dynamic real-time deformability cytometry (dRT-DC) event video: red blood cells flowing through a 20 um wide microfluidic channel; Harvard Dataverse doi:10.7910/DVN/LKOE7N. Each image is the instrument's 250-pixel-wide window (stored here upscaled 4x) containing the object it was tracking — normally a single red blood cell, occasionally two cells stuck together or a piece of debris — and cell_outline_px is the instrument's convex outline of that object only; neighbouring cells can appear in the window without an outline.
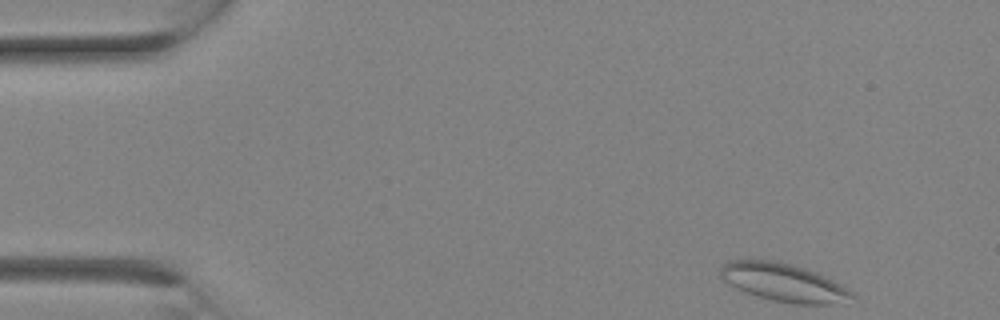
{"species": "Egyptian fruit bat (a non-hibernating species)", "species_latin": "Rousettus aegyptiacus", "temperature_condition": "room temperature", "stored_images_in_passage": 26, "camera_frame_rate_fps": 3000, "um_per_image_px": 0.085, "animal": {"sex": "female"}, "frame": {"image": 1, "passage_image": 1, "time_ms": 0.0, "image_size_px": [1000, 320], "cell_outline_px": [[856, 296], [844, 304], [792, 304], [772, 300], [744, 292], [728, 284], [720, 276], [720, 264], [728, 260], [772, 260], [792, 264], [816, 272], [840, 284], [852, 292]], "centroid_in_image_um": [66.6, 24.02], "position_along_channel_um": 18.4, "area_um2": 29.42}}
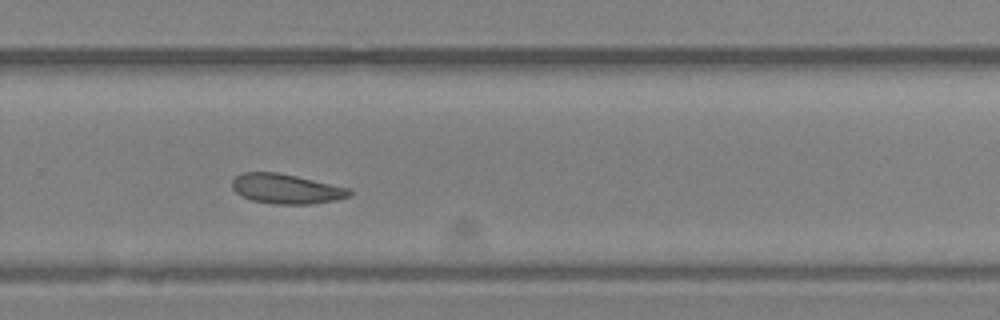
{"frame": {"image": 2, "passage_image": 17, "time_ms": 5.333, "image_size_px": [1000, 320], "cell_outline_px": [[352, 192], [348, 196], [332, 200], [312, 204], [272, 204], [252, 200], [240, 196], [232, 188], [232, 180], [236, 176], [244, 172], [276, 172], [296, 176], [348, 188]], "centroid_in_image_um": [24.26, 16.05], "position_along_channel_um": 305.5, "area_um2": 20.11}}
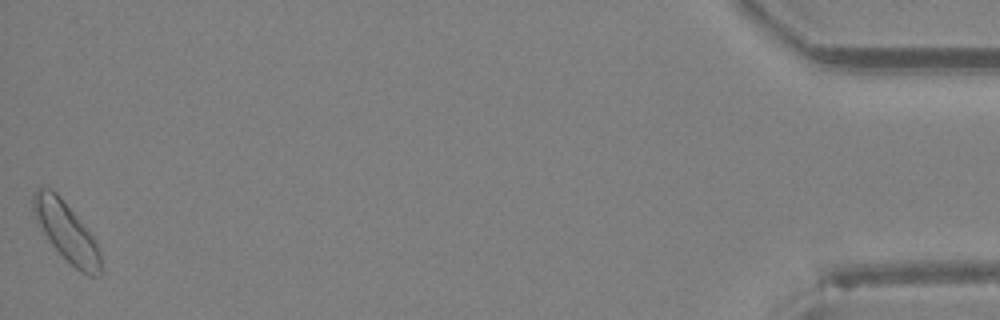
{"frame": {"image": 3, "passage_image": 26, "time_ms": 8.333, "image_size_px": [1000, 320], "cell_outline_px": [[104, 272], [100, 276], [88, 276], [80, 272], [48, 240], [36, 220], [32, 208], [32, 192], [36, 188], [52, 188], [60, 196], [92, 236], [100, 252]], "centroid_in_image_um": [5.65, 19.71], "position_along_channel_um": 429.5, "area_um2": 23.06}}